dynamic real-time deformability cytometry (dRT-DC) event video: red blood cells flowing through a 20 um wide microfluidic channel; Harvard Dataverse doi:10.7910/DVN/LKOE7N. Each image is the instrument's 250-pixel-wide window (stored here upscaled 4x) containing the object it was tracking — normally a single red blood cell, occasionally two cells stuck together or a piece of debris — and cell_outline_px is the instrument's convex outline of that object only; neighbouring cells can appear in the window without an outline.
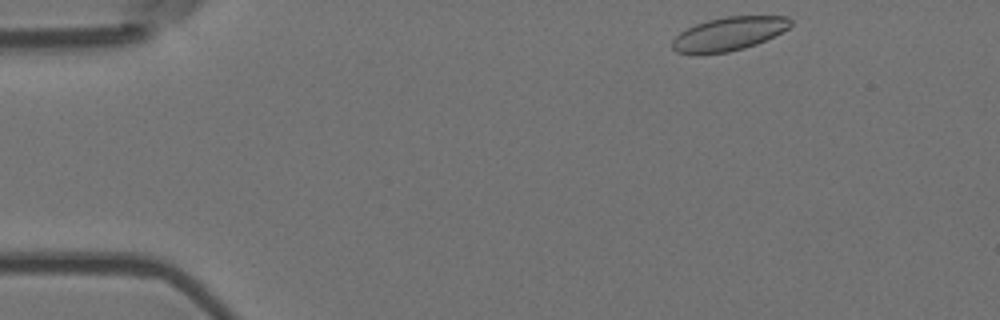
{"species": "Egyptian fruit bat (a non-hibernating species)", "species_latin": "Rousettus aegyptiacus", "temperature_condition": "room temperature", "stored_images_in_passage": 49, "camera_frame_rate_fps": 3000, "um_per_image_px": 0.085, "animal": {"sex": "female"}, "frame": {"image": 1, "passage_image": 1, "time_ms": 0.0, "image_size_px": [1000, 320], "cell_outline_px": [[792, 24], [788, 28], [756, 44], [744, 48], [728, 52], [676, 52], [672, 48], [672, 40], [680, 32], [696, 24], [708, 20], [728, 16], [788, 16], [792, 20]], "centroid_in_image_um": [61.98, 2.85], "position_along_channel_um": 23.0, "area_um2": 22.54}}
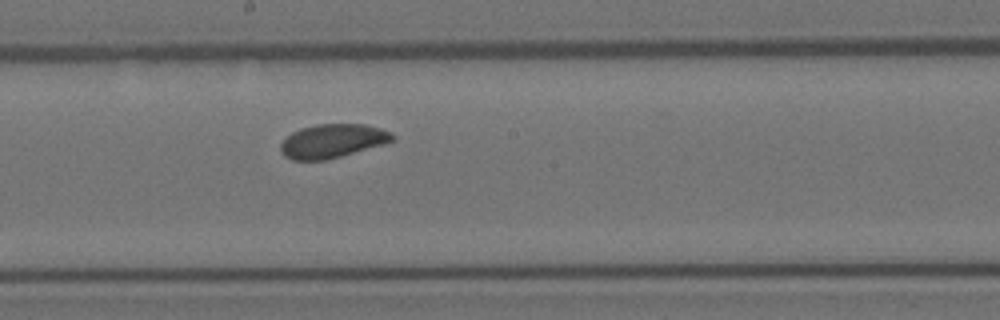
{"frame": {"image": 2, "passage_image": 24, "time_ms": 7.667, "image_size_px": [1000, 320], "cell_outline_px": [[396, 140], [384, 144], [340, 156], [324, 160], [292, 160], [284, 156], [280, 152], [280, 144], [292, 132], [300, 128], [316, 124], [364, 124], [380, 128], [392, 132], [396, 136]], "centroid_in_image_um": [28.27, 11.98], "position_along_channel_um": 219.9, "area_um2": 22.08}}
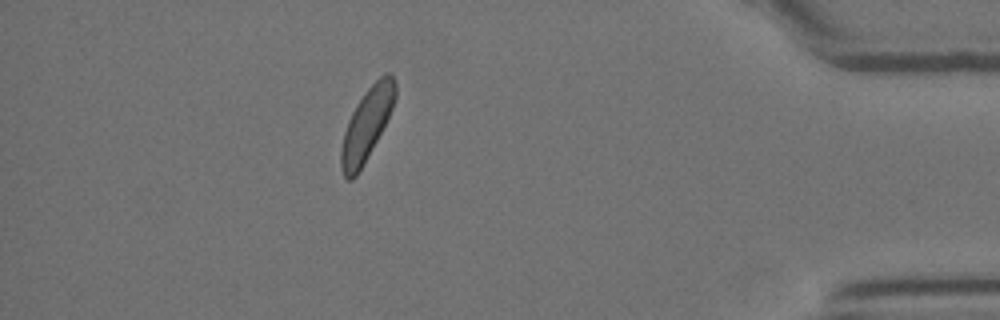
{"frame": {"image": 3, "passage_image": 43, "time_ms": 14.0, "image_size_px": [1000, 320], "cell_outline_px": [[396, 96], [392, 108], [376, 140], [356, 176], [352, 180], [348, 180], [344, 176], [340, 168], [340, 152], [344, 132], [348, 120], [356, 104], [364, 92], [380, 76], [388, 72], [392, 72], [396, 84]], "centroid_in_image_um": [31.15, 10.54], "position_along_channel_um": 404.0, "area_um2": 22.37}, "authors_computed_cell_mechanics": {"area_um2": 22.542, "velocity_mm_per_s": 3.6246, "shape_relaxation_time_tau1_ms": 2.4235, "shape_relaxation_time_tau2_ms": null, "deformation_change_tau1": 0.0553, "deformation_change_tau2": null}}